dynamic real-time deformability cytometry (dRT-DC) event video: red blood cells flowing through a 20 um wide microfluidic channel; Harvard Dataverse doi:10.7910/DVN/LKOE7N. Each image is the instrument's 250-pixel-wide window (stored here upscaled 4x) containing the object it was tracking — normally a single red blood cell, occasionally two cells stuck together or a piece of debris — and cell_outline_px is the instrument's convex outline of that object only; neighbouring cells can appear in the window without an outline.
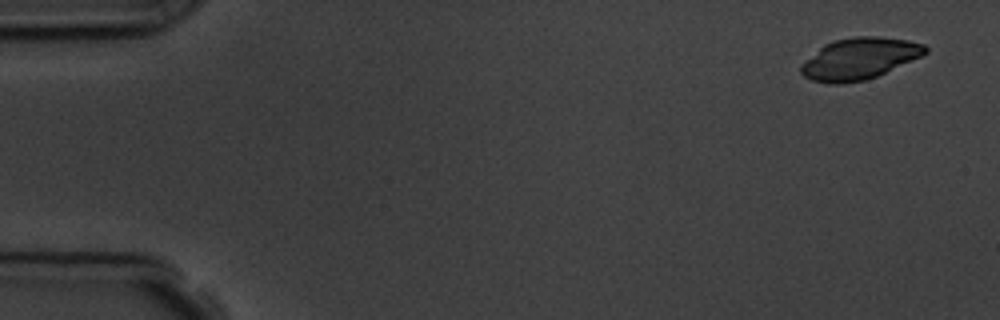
{"species": "common noctule bat (a hibernating species)", "species_latin": "Nyctalus noctula", "temperature_condition": "room temperature", "stored_images_in_passage": 6, "camera_frame_rate_fps": 3000, "um_per_image_px": 0.085, "animal": {"sex": "male", "body_mass_g": 19.5, "forearm_length_mm": 54.6}, "frame": {"image": 1, "passage_image": 1, "time_ms": 0.0, "image_size_px": [1000, 320], "cell_outline_px": [[928, 52], [920, 56], [876, 76], [864, 80], [840, 84], [828, 84], [812, 80], [804, 76], [800, 72], [800, 68], [824, 44], [832, 40], [852, 36], [876, 36], [908, 40], [924, 44], [928, 48]], "centroid_in_image_um": [73.05, 4.97], "position_along_channel_um": 11.9, "area_um2": 29.65}}